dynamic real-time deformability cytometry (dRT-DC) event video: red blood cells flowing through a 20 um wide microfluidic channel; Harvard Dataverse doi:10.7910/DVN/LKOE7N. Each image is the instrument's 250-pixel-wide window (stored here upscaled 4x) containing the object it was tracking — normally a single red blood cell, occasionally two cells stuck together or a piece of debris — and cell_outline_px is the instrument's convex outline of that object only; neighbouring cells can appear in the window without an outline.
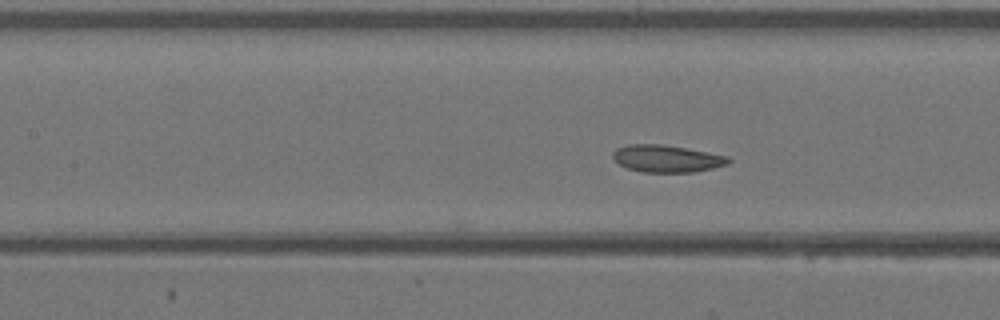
{"species": "Egyptian fruit bat (a non-hibernating species)", "species_latin": "Rousettus aegyptiacus", "temperature_condition": "warm", "stored_images_in_passage": 13, "camera_frame_rate_fps": 3000, "um_per_image_px": 0.085, "animal": {"sex": "female"}, "frame": {"image": 1, "passage_image": 13, "time_ms": 4.0, "image_size_px": [1000, 320], "cell_outline_px": [[732, 160], [728, 164], [712, 168], [692, 172], [644, 172], [628, 168], [620, 164], [612, 156], [612, 152], [616, 148], [628, 144], [660, 144], [684, 148], [728, 156]], "centroid_in_image_um": [56.66, 13.48], "position_along_channel_um": 150.7, "area_um2": 18.09}}